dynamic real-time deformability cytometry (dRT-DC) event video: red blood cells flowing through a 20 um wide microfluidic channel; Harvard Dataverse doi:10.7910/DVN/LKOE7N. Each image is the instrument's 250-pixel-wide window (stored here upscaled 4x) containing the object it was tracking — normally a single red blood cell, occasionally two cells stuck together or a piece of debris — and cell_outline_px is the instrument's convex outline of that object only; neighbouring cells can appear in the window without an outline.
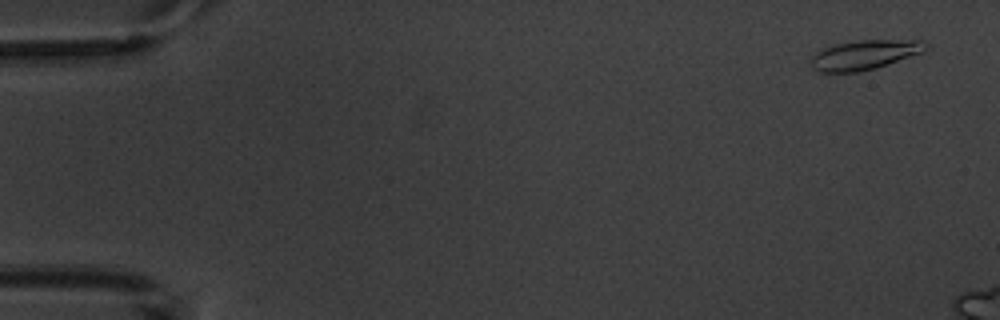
{"species": "common noctule bat (a hibernating species)", "species_latin": "Nyctalus noctula", "temperature_condition": "warm", "stored_images_in_passage": 3, "camera_frame_rate_fps": 3000, "um_per_image_px": 0.085, "animal": {"sex": "male", "body_mass_g": 20.1, "forearm_length_mm": 53.5}, "frame": {"image": 1, "passage_image": 1, "time_ms": 0.0, "image_size_px": [1000, 320], "cell_outline_px": [[928, 48], [924, 52], [876, 68], [860, 72], [816, 72], [808, 64], [808, 60], [816, 52], [824, 48], [836, 44], [860, 40], [920, 40], [928, 44]], "centroid_in_image_um": [73.45, 4.67], "position_along_channel_um": 11.6, "area_um2": 20.0}}